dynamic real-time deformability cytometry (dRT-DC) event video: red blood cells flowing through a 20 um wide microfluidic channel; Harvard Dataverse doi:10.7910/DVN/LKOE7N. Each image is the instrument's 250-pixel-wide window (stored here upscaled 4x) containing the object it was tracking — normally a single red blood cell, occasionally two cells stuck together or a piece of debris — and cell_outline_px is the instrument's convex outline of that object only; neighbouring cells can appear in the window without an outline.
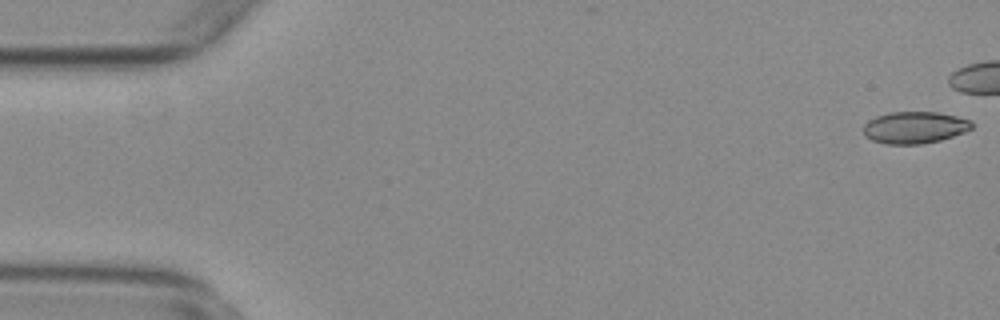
{"species": "common noctule bat (a hibernating species)", "species_latin": "Nyctalus noctula", "temperature_condition": "warm", "stored_images_in_passage": 34, "camera_frame_rate_fps": 3000, "um_per_image_px": 0.085, "animal": {"sex": "female", "body_mass_g": 29.2, "forearm_length_mm": 56.3}, "frame": {"image": 1, "passage_image": 1, "time_ms": 0.0, "image_size_px": [1000, 320], "cell_outline_px": [[972, 128], [964, 132], [940, 140], [920, 144], [888, 144], [872, 140], [864, 136], [864, 124], [868, 120], [876, 116], [892, 112], [936, 112], [956, 116], [972, 120]], "centroid_in_image_um": [77.73, 10.83], "position_along_channel_um": 7.3, "area_um2": 20.06}}
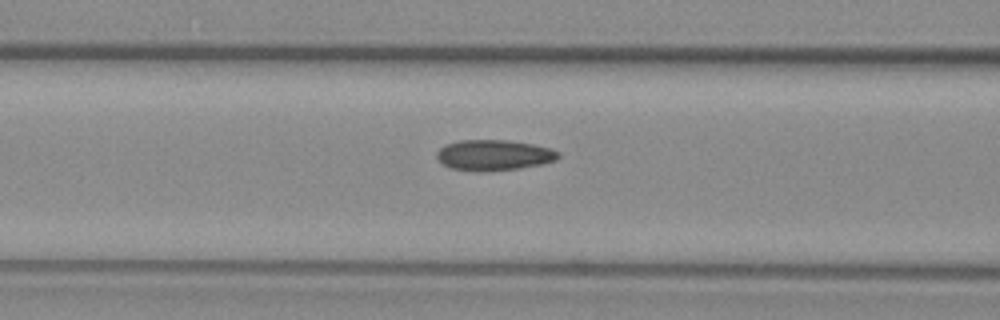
{"frame": {"image": 2, "passage_image": 22, "time_ms": 7.0, "image_size_px": [1000, 320], "cell_outline_px": [[560, 156], [556, 160], [540, 164], [520, 168], [484, 172], [452, 168], [444, 164], [436, 156], [436, 152], [440, 148], [448, 144], [460, 140], [508, 140], [532, 144], [548, 148], [560, 152]], "centroid_in_image_um": [41.99, 13.18], "position_along_channel_um": 124.6, "area_um2": 21.5}}
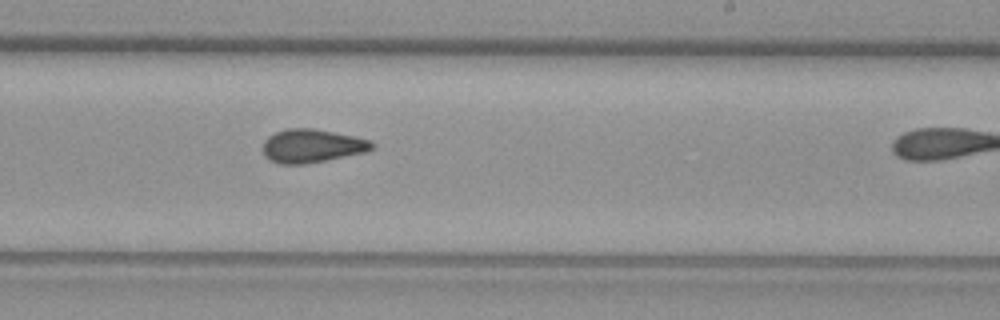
{"frame": {"image": 3, "passage_image": 33, "time_ms": 10.667, "image_size_px": [1000, 320], "cell_outline_px": [[376, 144], [372, 148], [364, 152], [304, 164], [280, 164], [264, 156], [264, 140], [268, 136], [276, 132], [288, 128], [312, 128], [372, 140]], "centroid_in_image_um": [26.5, 12.39], "position_along_channel_um": 262.5, "area_um2": 20.92}}